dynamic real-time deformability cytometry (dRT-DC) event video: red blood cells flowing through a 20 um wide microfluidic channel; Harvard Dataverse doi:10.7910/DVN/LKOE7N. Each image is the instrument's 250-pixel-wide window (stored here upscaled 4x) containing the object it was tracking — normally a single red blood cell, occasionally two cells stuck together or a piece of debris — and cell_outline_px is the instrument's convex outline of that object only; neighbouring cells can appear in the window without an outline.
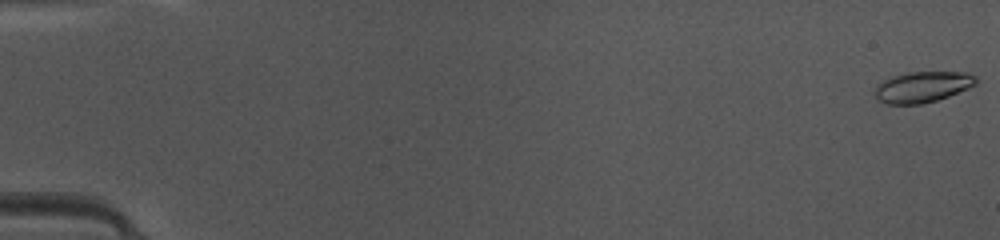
{"species": "common noctule bat (a hibernating species)", "species_latin": "Nyctalus noctula", "temperature_condition": "warm", "stored_images_in_passage": 48, "camera_frame_rate_fps": 3000, "um_per_image_px": 0.085, "animal": {"sex": "female", "body_mass_g": 10.0, "forearm_length_mm": 53.1}, "frame": {"image": 1, "passage_image": 1, "time_ms": 0.0, "image_size_px": [1000, 240], "cell_outline_px": [[976, 84], [968, 88], [948, 96], [936, 100], [920, 104], [888, 104], [880, 100], [876, 96], [876, 88], [884, 80], [892, 76], [908, 72], [968, 72], [976, 76]], "centroid_in_image_um": [78.45, 7.38], "position_along_channel_um": 6.6, "area_um2": 17.92}}
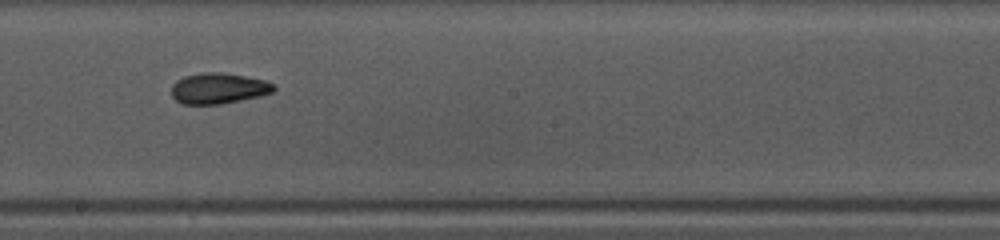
{"frame": {"image": 2, "passage_image": 28, "time_ms": 9.0, "image_size_px": [1000, 240], "cell_outline_px": [[276, 88], [272, 92], [260, 96], [220, 104], [180, 104], [172, 96], [172, 84], [176, 80], [184, 76], [200, 72], [224, 72], [264, 80], [276, 84]], "centroid_in_image_um": [18.56, 7.5], "position_along_channel_um": 229.6, "area_um2": 18.5}}
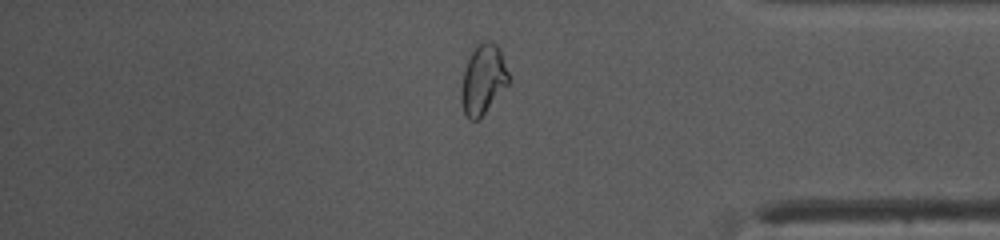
{"frame": {"image": 3, "passage_image": 41, "time_ms": 13.333, "image_size_px": [1000, 240], "cell_outline_px": [[508, 84], [480, 120], [468, 120], [464, 112], [460, 100], [460, 92], [464, 68], [476, 44], [484, 40], [488, 40], [496, 44], [500, 48], [508, 72]], "centroid_in_image_um": [41.04, 6.77], "position_along_channel_um": 394.2, "area_um2": 19.48}, "authors_computed_cell_mechanics": {"area_um2": 18.5249, "velocity_mm_per_s": 4.2001, "shape_relaxation_time_tau1_ms": 9.1064, "shape_relaxation_time_tau2_ms": 2.6894, "deformation_change_tau1": 0.2078, "deformation_change_tau2": 0.0817}}